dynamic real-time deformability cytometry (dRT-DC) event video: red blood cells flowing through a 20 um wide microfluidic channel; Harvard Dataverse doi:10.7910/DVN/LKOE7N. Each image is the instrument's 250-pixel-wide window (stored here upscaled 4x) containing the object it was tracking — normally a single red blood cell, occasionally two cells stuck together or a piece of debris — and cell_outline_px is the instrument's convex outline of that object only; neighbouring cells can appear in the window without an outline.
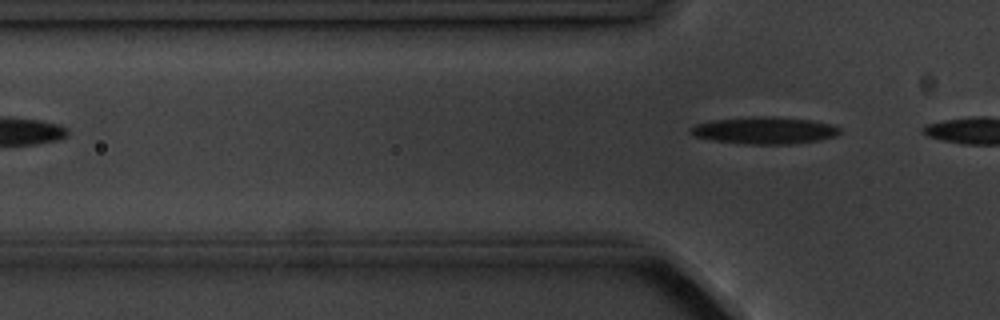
{"species": "common noctule bat (a hibernating species)", "species_latin": "Nyctalus noctula", "temperature_condition": "cold", "stored_images_in_passage": 4, "camera_frame_rate_fps": 3000, "um_per_image_px": 0.085, "animal": {"sex": "male", "body_mass_g": 20.1, "forearm_length_mm": 53.5}, "frame": {"image": 1, "passage_image": 4, "time_ms": 3.333, "image_size_px": [1000, 320], "cell_outline_px": [[840, 132], [836, 136], [820, 140], [792, 144], [748, 144], [712, 140], [696, 136], [688, 132], [688, 128], [696, 124], [712, 120], [752, 116], [772, 116], [812, 120], [836, 124], [840, 128]], "centroid_in_image_um": [65.01, 11.07], "position_along_channel_um": 60.8, "area_um2": 23.81}}